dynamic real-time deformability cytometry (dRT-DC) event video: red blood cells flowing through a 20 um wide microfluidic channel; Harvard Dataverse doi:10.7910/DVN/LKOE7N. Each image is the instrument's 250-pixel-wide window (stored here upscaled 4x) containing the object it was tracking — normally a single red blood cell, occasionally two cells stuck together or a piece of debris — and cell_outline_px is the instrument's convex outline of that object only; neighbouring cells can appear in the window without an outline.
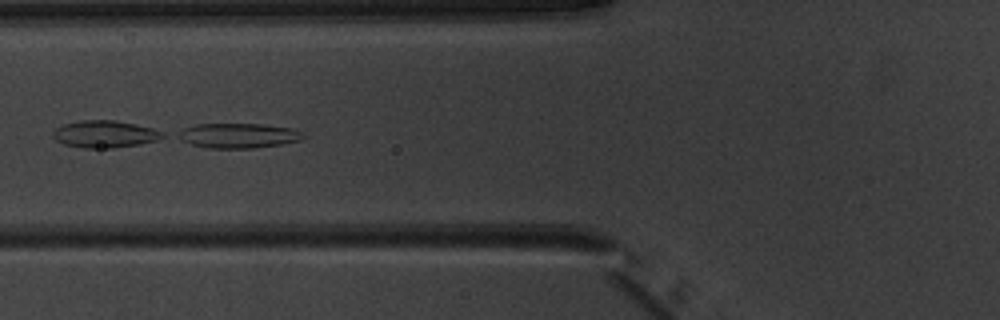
{"species": "common noctule bat (a hibernating species)", "species_latin": "Nyctalus noctula", "temperature_condition": "warm", "stored_images_in_passage": 51, "segment_of_instrument_passage": [2, 2], "camera_frame_rate_fps": 3000, "um_per_image_px": 0.085, "animal": {"sex": "male", "body_mass_g": 20.1, "forearm_length_mm": 53.5}, "frame": {"image": 1, "passage_image": 21, "time_ms": 6.667, "image_size_px": [1000, 320], "cell_outline_px": [[308, 136], [300, 140], [284, 144], [252, 148], [208, 148], [192, 144], [176, 136], [176, 132], [184, 128], [196, 124], [264, 124], [292, 128], [304, 132]], "centroid_in_image_um": [20.32, 11.52], "position_along_channel_um": 105.5, "area_um2": 18.26}}